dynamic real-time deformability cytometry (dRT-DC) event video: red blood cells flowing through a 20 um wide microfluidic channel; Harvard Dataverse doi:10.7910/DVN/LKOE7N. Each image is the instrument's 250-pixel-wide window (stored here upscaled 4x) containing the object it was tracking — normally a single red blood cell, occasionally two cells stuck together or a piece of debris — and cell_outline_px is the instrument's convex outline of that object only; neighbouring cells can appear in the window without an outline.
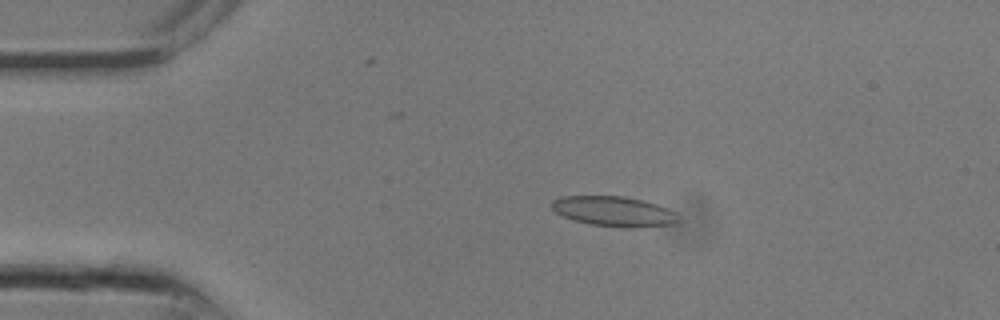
{"species": "common noctule bat (a hibernating species)", "species_latin": "Nyctalus noctula", "temperature_condition": "room temperature", "stored_images_in_passage": 6, "camera_frame_rate_fps": 3000, "um_per_image_px": 0.085, "animal": {"sex": "male", "body_mass_g": 13.3}, "frame": {"image": 1, "passage_image": 2, "time_ms": 0.333, "image_size_px": [1000, 320], "cell_outline_px": [[684, 220], [676, 224], [636, 228], [624, 228], [588, 224], [572, 220], [556, 212], [552, 208], [552, 200], [560, 196], [624, 196], [656, 204], [668, 208], [676, 212]], "centroid_in_image_um": [52.25, 17.99], "position_along_channel_um": 32.7, "area_um2": 22.6}}
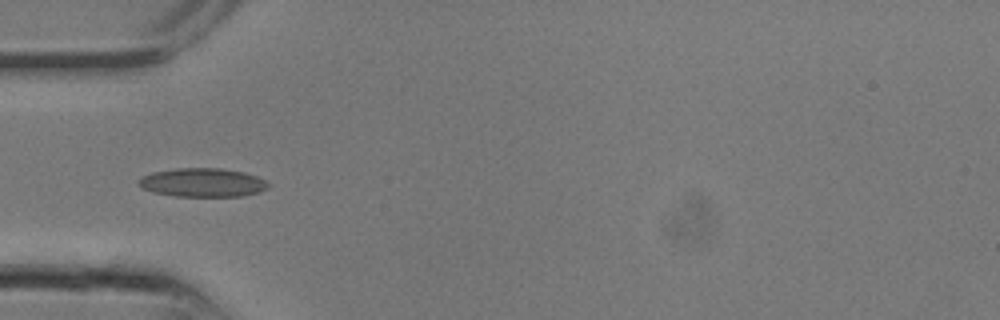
{"frame": {"image": 2, "passage_image": 5, "time_ms": 1.333, "image_size_px": [1000, 320], "cell_outline_px": [[268, 188], [260, 192], [240, 196], [176, 196], [152, 192], [140, 188], [136, 184], [136, 180], [152, 172], [176, 168], [220, 168], [244, 172], [256, 176], [264, 180], [268, 184]], "centroid_in_image_um": [17.17, 15.51], "position_along_channel_um": 67.8, "area_um2": 21.79}}